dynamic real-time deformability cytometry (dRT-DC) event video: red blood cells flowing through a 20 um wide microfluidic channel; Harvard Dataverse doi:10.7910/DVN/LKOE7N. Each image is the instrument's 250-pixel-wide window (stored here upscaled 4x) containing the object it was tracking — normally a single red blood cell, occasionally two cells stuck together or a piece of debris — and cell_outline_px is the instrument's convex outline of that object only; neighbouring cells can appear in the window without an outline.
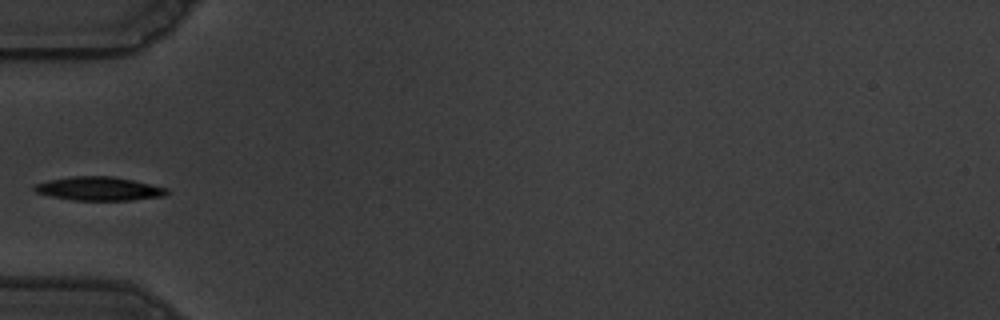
{"species": "common noctule bat (a hibernating species)", "species_latin": "Nyctalus noctula", "temperature_condition": "warm", "stored_images_in_passage": 38, "camera_frame_rate_fps": 3000, "um_per_image_px": 0.085, "animal": {"sex": "male", "body_mass_g": 19.5, "forearm_length_mm": 54.6}, "frame": {"image": 1, "passage_image": 1, "time_ms": 0.0, "image_size_px": [1000, 320], "cell_outline_px": [[168, 192], [164, 196], [128, 200], [72, 200], [52, 196], [36, 192], [32, 188], [36, 184], [48, 180], [72, 176], [112, 176], [132, 180], [168, 188]], "centroid_in_image_um": [8.4, 16.03], "position_along_channel_um": 76.6, "area_um2": 18.09}}
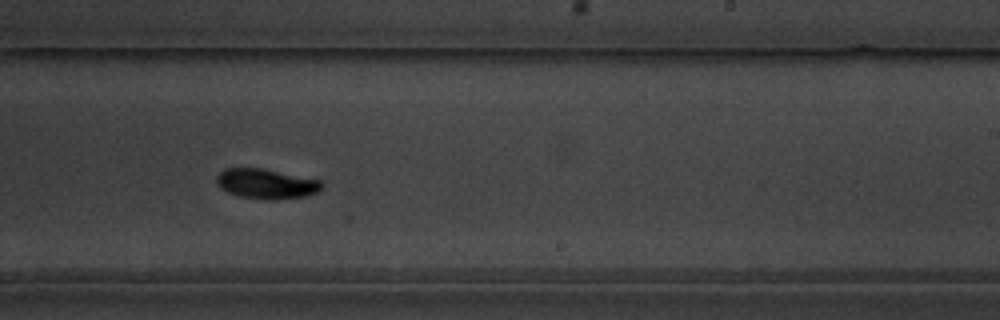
{"frame": {"image": 2, "passage_image": 17, "time_ms": 5.333, "image_size_px": [1000, 320], "cell_outline_px": [[324, 184], [316, 192], [304, 196], [276, 200], [264, 200], [240, 196], [228, 192], [220, 188], [216, 184], [216, 176], [224, 168], [264, 168], [324, 180]], "centroid_in_image_um": [22.64, 15.61], "position_along_channel_um": 266.4, "area_um2": 18.67}}
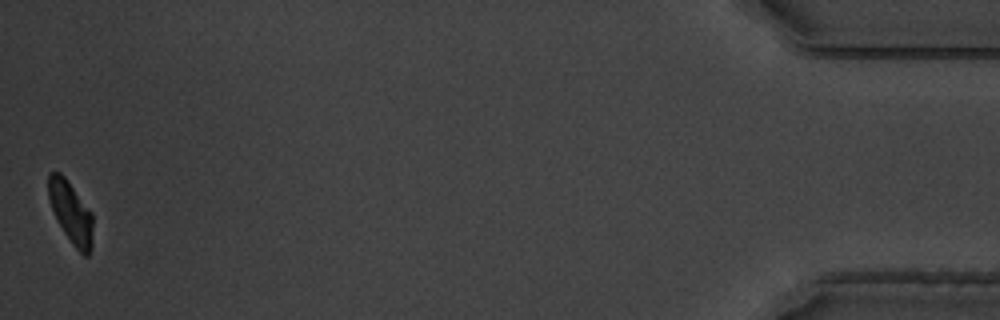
{"frame": {"image": 3, "passage_image": 38, "time_ms": 12.333, "image_size_px": [1000, 320], "cell_outline_px": [[92, 244], [88, 256], [84, 256], [72, 244], [56, 220], [48, 196], [48, 172], [60, 172], [64, 176], [92, 212]], "centroid_in_image_um": [6.02, 18.05], "position_along_channel_um": 429.2, "area_um2": 15.95}}